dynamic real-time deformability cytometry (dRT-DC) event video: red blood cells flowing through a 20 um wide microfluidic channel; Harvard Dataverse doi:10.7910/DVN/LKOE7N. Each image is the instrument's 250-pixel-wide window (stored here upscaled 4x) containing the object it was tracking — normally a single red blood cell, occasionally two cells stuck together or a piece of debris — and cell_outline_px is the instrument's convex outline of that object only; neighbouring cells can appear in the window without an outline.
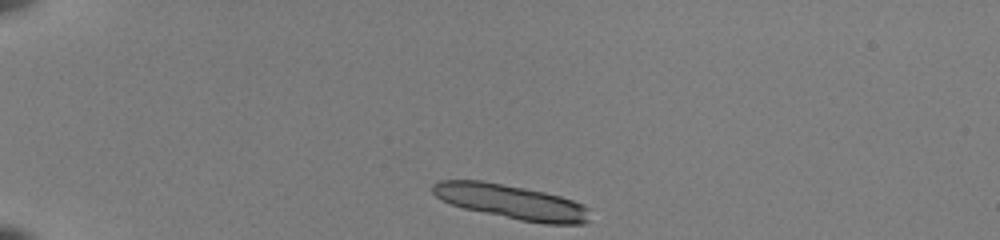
{"species": "common noctule bat (a hibernating species)", "species_latin": "Nyctalus noctula", "temperature_condition": "room temperature", "stored_images_in_passage": 34, "camera_frame_rate_fps": 3000, "um_per_image_px": 0.085, "animal": {"sex": "female", "body_mass_g": 22.0, "forearm_length_mm": 56.7}, "frame": {"image": 1, "passage_image": 1, "time_ms": 0.0, "image_size_px": [1000, 240], "cell_outline_px": [[588, 224], [544, 224], [520, 220], [464, 208], [440, 200], [432, 192], [432, 184], [440, 180], [480, 180], [524, 188], [544, 192], [560, 196], [584, 204], [588, 208]], "centroid_in_image_um": [43.47, 17.16], "position_along_channel_um": 41.5, "area_um2": 31.44}}
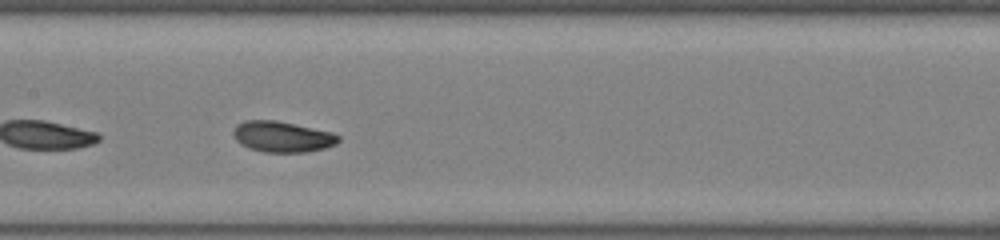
{"frame": {"image": 2, "passage_image": 17, "time_ms": 5.333, "image_size_px": [1000, 240], "cell_outline_px": [[340, 140], [336, 144], [324, 148], [308, 152], [264, 152], [248, 148], [240, 144], [236, 140], [232, 132], [236, 124], [244, 120], [276, 120], [332, 132], [340, 136]], "centroid_in_image_um": [23.97, 11.62], "position_along_channel_um": 183.4, "area_um2": 19.02}}
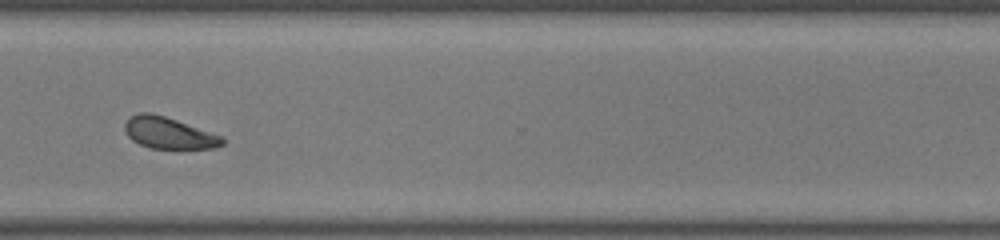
{"frame": {"image": 3, "passage_image": 30, "time_ms": 9.667, "image_size_px": [1000, 240], "cell_outline_px": [[224, 144], [212, 148], [148, 148], [132, 140], [128, 136], [124, 128], [124, 124], [132, 116], [140, 112], [152, 112], [224, 136]], "centroid_in_image_um": [14.35, 11.3], "position_along_channel_um": 356.3, "area_um2": 17.8}, "authors_computed_cell_mechanics": {"area_um2": 18.5827, "velocity_mm_per_s": 3.9786, "shape_relaxation_time_tau1_ms": 4.3856, "shape_relaxation_time_tau2_ms": null, "deformation_change_tau1": 0.1435, "deformation_change_tau2": null}}